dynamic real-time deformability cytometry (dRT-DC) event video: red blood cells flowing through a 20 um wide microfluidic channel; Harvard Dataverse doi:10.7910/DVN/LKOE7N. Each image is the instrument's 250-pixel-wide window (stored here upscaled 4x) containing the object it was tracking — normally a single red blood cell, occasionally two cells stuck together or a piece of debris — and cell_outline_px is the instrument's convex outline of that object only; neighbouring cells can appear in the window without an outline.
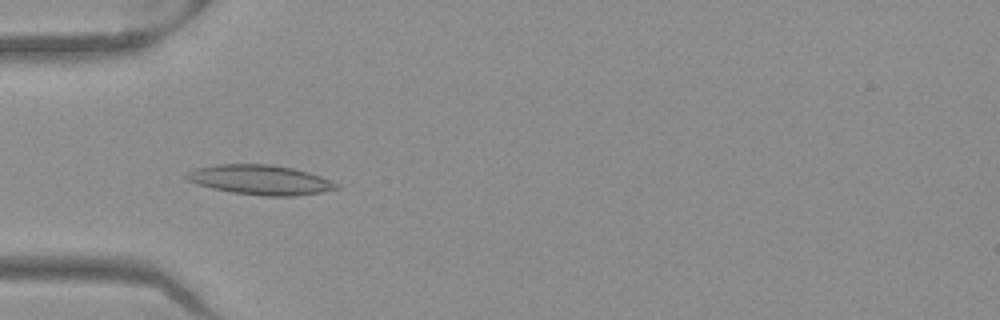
{"species": "Egyptian fruit bat (a non-hibernating species)", "species_latin": "Rousettus aegyptiacus", "temperature_condition": "warm", "stored_images_in_passage": 52, "camera_frame_rate_fps": 3000, "um_per_image_px": 0.085, "frame": {"image": 1, "passage_image": 17, "time_ms": 5.333, "image_size_px": [1000, 320], "cell_outline_px": [[340, 188], [320, 192], [292, 196], [264, 196], [232, 192], [212, 188], [196, 184], [188, 180], [184, 176], [188, 172], [196, 168], [216, 164], [272, 164], [292, 168], [308, 172], [320, 176], [336, 184]], "centroid_in_image_um": [22.08, 15.28], "position_along_channel_um": 62.9, "area_um2": 25.72}}
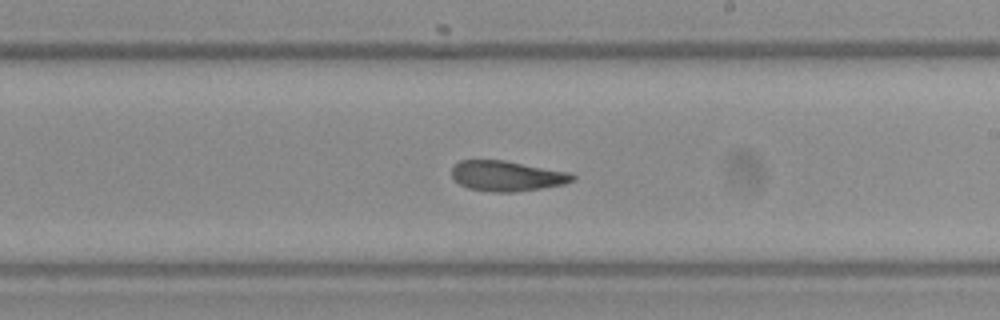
{"frame": {"image": 2, "passage_image": 31, "time_ms": 10.0, "image_size_px": [1000, 320], "cell_outline_px": [[576, 176], [572, 180], [564, 184], [516, 192], [492, 192], [468, 188], [460, 184], [452, 176], [452, 168], [460, 160], [504, 160], [568, 172]], "centroid_in_image_um": [43.06, 14.96], "position_along_channel_um": 245.9, "area_um2": 21.1}}
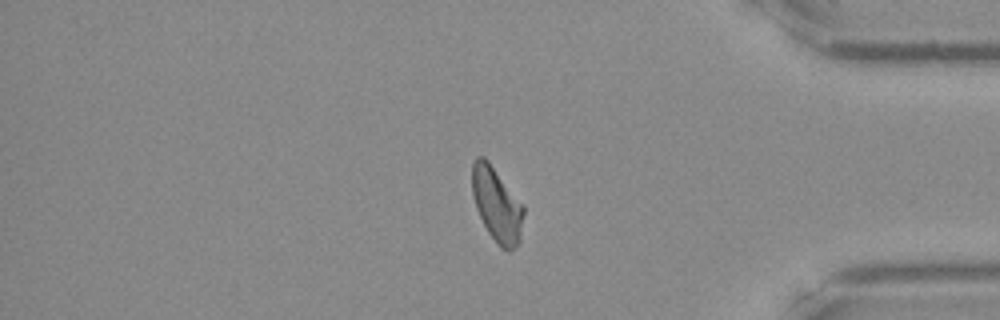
{"frame": {"image": 3, "passage_image": 44, "time_ms": 14.333, "image_size_px": [1000, 320], "cell_outline_px": [[524, 212], [520, 240], [508, 252], [500, 248], [496, 244], [488, 232], [476, 208], [472, 192], [472, 164], [476, 156], [484, 156], [488, 160], [524, 204]], "centroid_in_image_um": [42.24, 17.38], "position_along_channel_um": 393.0, "area_um2": 22.48}, "authors_computed_cell_mechanics": {"area_um2": 22.4553, "velocity_mm_per_s": 3.9615, "shape_relaxation_time_tau1_ms": null, "shape_relaxation_time_tau2_ms": 4.2182, "deformation_change_tau1": null, "deformation_change_tau2": 0.1104}}